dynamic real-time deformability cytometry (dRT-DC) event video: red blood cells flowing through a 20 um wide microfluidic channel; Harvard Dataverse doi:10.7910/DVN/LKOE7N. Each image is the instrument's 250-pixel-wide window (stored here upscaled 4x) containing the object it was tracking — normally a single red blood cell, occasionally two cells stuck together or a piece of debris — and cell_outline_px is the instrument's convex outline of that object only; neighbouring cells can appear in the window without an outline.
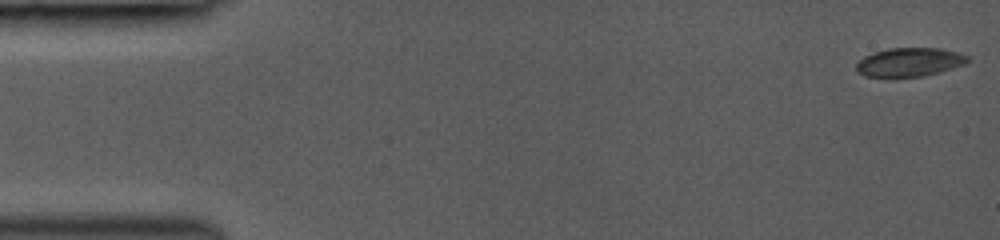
{"species": "common noctule bat (a hibernating species)", "species_latin": "Nyctalus noctula", "temperature_condition": "room temperature", "stored_images_in_passage": 45, "camera_frame_rate_fps": 3000, "um_per_image_px": 0.085, "animal": {"sex": "female", "body_mass_g": 19.0, "forearm_length_mm": 53.3}, "frame": {"image": 1, "passage_image": 1, "time_ms": 0.0, "image_size_px": [1000, 240], "cell_outline_px": [[968, 60], [964, 64], [940, 72], [924, 76], [896, 80], [892, 80], [864, 76], [856, 72], [856, 64], [864, 56], [872, 52], [888, 48], [940, 48], [960, 52], [968, 56]], "centroid_in_image_um": [77.23, 5.33], "position_along_channel_um": 7.8, "area_um2": 19.54}}
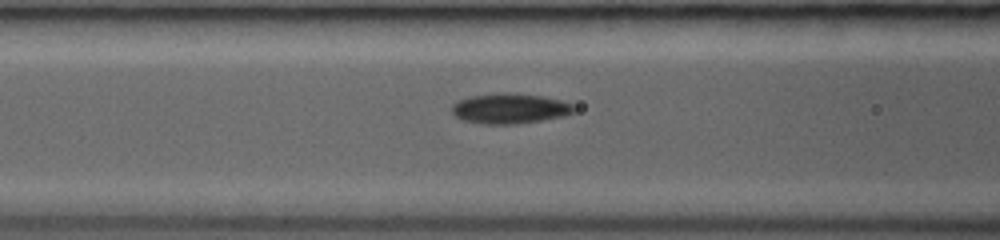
{"frame": {"image": 2, "passage_image": 19, "time_ms": 6.0, "image_size_px": [1000, 240], "cell_outline_px": [[576, 112], [564, 116], [516, 124], [484, 124], [460, 120], [452, 112], [452, 104], [468, 96], [540, 96], [560, 100], [572, 104], [576, 108]], "centroid_in_image_um": [43.35, 9.29], "position_along_channel_um": 123.3, "area_um2": 20.46}}
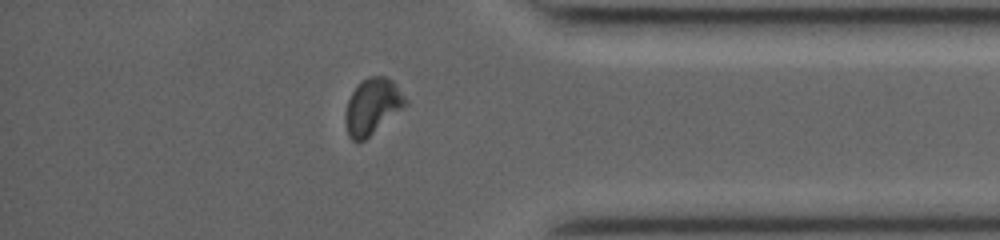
{"frame": {"image": 3, "passage_image": 39, "time_ms": 12.667, "image_size_px": [1000, 240], "cell_outline_px": [[408, 104], [364, 140], [352, 140], [348, 136], [344, 120], [344, 112], [348, 100], [356, 84], [360, 80], [368, 76], [384, 76], [392, 80], [396, 84], [408, 100]], "centroid_in_image_um": [31.63, 9.01], "position_along_channel_um": 403.6, "area_um2": 19.71}, "authors_computed_cell_mechanics": {"area_um2": 19.941, "velocity_mm_per_s": 4.311, "shape_relaxation_time_tau1_ms": 2.8948, "shape_relaxation_time_tau2_ms": 1.5391, "deformation_change_tau1": 0.1359, "deformation_change_tau2": 0.0564}}